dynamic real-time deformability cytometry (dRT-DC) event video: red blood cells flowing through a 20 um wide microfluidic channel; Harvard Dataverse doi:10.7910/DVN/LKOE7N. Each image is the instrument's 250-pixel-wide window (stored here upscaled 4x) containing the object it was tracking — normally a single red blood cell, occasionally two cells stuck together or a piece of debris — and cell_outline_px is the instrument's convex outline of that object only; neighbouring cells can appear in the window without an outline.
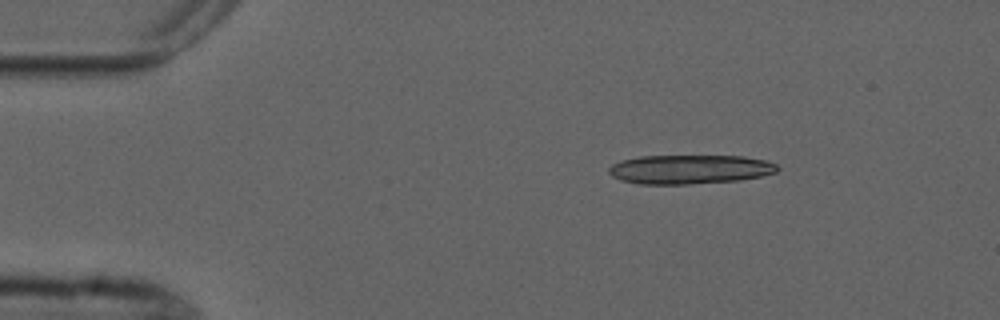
{"species": "common noctule bat (a hibernating species)", "species_latin": "Nyctalus noctula", "temperature_condition": "cold", "stored_images_in_passage": 4, "camera_frame_rate_fps": 3000, "um_per_image_px": 0.085, "animal": {"sex": "male", "forearm_length_mm": 52.5}, "frame": {"image": 1, "passage_image": 1, "time_ms": 0.0, "image_size_px": [1000, 320], "cell_outline_px": [[780, 168], [776, 172], [760, 176], [740, 180], [688, 184], [640, 184], [620, 180], [612, 176], [608, 172], [608, 168], [612, 164], [620, 160], [640, 156], [744, 156], [764, 160], [776, 164]], "centroid_in_image_um": [58.6, 14.39], "position_along_channel_um": 26.4, "area_um2": 28.67}}
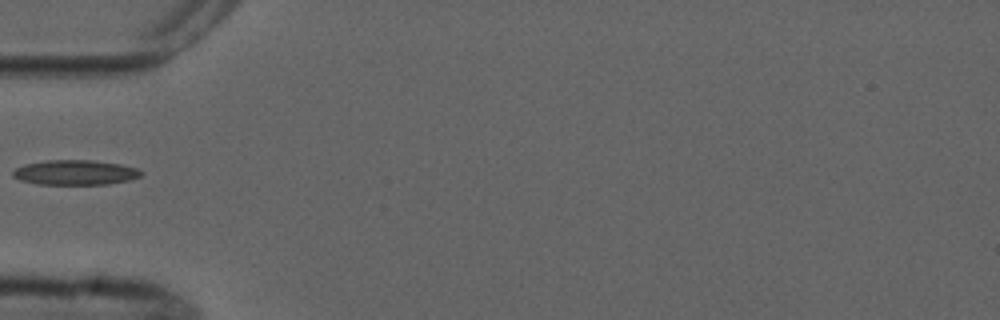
{"frame": {"image": 2, "passage_image": 4, "time_ms": 3.333, "image_size_px": [1000, 320], "cell_outline_px": [[144, 172], [140, 176], [128, 180], [108, 184], [40, 184], [20, 180], [12, 176], [12, 172], [16, 168], [24, 164], [48, 160], [92, 160], [120, 164], [136, 168]], "centroid_in_image_um": [6.38, 14.65], "position_along_channel_um": 78.6, "area_um2": 18.5}}